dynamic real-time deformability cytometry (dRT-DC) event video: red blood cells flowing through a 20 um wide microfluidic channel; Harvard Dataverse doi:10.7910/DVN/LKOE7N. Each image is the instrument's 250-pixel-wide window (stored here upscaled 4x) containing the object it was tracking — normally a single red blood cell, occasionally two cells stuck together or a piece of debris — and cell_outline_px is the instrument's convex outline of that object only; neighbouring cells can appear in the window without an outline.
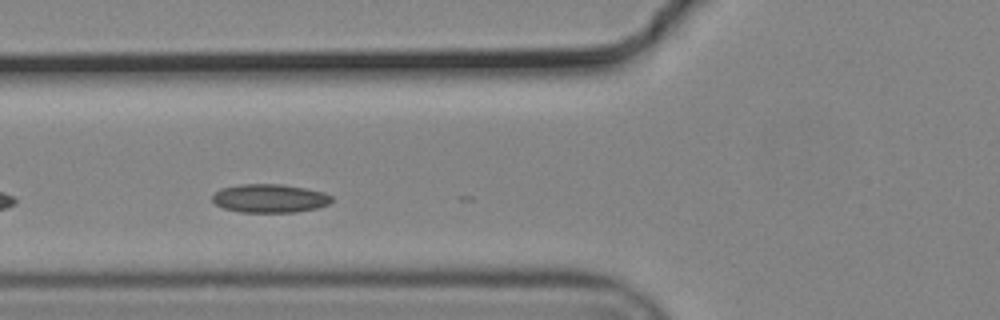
{"species": "common noctule bat (a hibernating species)", "species_latin": "Nyctalus noctula", "temperature_condition": "cold", "stored_images_in_passage": 9, "camera_frame_rate_fps": 3000, "um_per_image_px": 0.085, "animal": {"sex": "male", "body_mass_g": 19.2, "forearm_length_mm": 51.8}, "frame": {"image": 1, "passage_image": 6, "time_ms": 1.667, "image_size_px": [1000, 320], "cell_outline_px": [[332, 200], [328, 204], [316, 208], [296, 212], [240, 212], [224, 208], [216, 204], [212, 200], [212, 196], [220, 188], [240, 184], [284, 184], [324, 192], [332, 196]], "centroid_in_image_um": [22.92, 16.85], "position_along_channel_um": 102.9, "area_um2": 19.83}}